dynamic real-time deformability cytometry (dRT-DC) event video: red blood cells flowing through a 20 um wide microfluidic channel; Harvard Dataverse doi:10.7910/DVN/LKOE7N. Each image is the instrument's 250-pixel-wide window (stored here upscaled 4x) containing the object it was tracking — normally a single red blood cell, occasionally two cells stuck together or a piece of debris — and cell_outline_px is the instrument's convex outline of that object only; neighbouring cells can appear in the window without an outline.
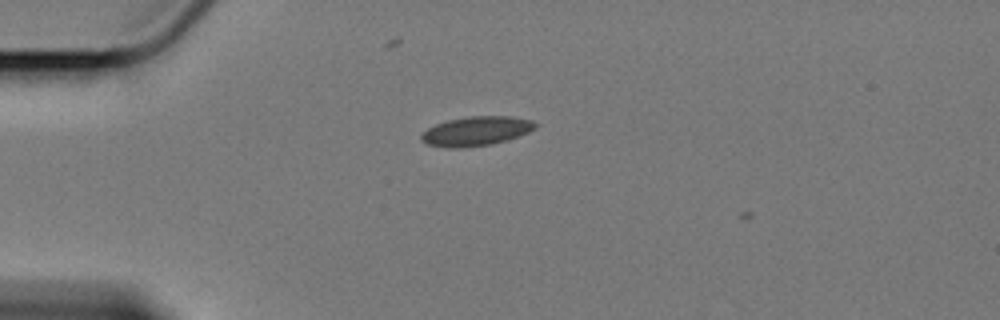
{"species": "Egyptian fruit bat (a non-hibernating species)", "species_latin": "Rousettus aegyptiacus", "temperature_condition": "cold", "stored_images_in_passage": 2, "camera_frame_rate_fps": 3000, "um_per_image_px": 0.085, "animal": {"sex": "female"}, "frame": {"image": 1, "passage_image": 1, "time_ms": 0.0, "image_size_px": [1000, 320], "cell_outline_px": [[540, 124], [536, 128], [528, 132], [508, 140], [492, 144], [460, 148], [444, 148], [424, 144], [420, 140], [420, 136], [428, 128], [436, 124], [448, 120], [468, 116], [512, 116], [532, 120]], "centroid_in_image_um": [40.48, 11.15], "position_along_channel_um": 44.5, "area_um2": 19.77}}